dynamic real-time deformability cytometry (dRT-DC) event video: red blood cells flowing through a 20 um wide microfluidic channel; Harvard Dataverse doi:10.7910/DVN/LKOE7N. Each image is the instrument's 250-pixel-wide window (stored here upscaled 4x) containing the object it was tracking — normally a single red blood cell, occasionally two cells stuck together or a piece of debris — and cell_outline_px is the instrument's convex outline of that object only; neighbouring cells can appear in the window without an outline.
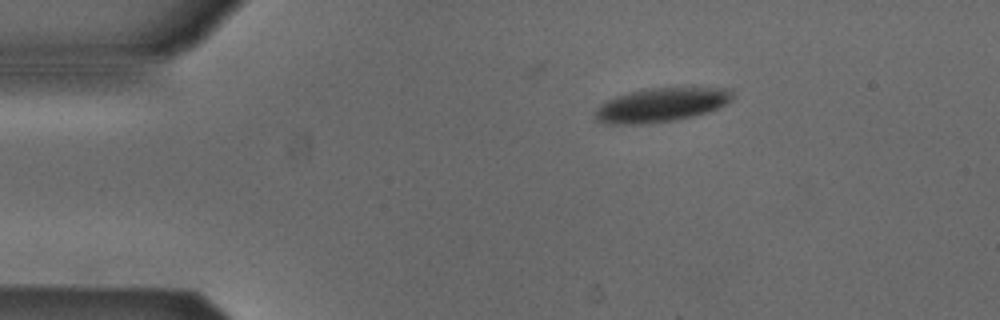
{"species": "Egyptian fruit bat (a non-hibernating species)", "species_latin": "Rousettus aegyptiacus", "temperature_condition": "cold", "stored_images_in_passage": 6, "camera_frame_rate_fps": 3000, "um_per_image_px": 0.085, "animal": {"sex": "male"}, "frame": {"image": 1, "passage_image": 1, "time_ms": 0.0, "image_size_px": [1000, 320], "cell_outline_px": [[732, 100], [708, 112], [676, 120], [640, 124], [604, 124], [596, 120], [596, 112], [600, 104], [616, 96], [628, 92], [644, 88], [732, 88]], "centroid_in_image_um": [56.18, 8.91], "position_along_channel_um": 28.8, "area_um2": 27.05}}